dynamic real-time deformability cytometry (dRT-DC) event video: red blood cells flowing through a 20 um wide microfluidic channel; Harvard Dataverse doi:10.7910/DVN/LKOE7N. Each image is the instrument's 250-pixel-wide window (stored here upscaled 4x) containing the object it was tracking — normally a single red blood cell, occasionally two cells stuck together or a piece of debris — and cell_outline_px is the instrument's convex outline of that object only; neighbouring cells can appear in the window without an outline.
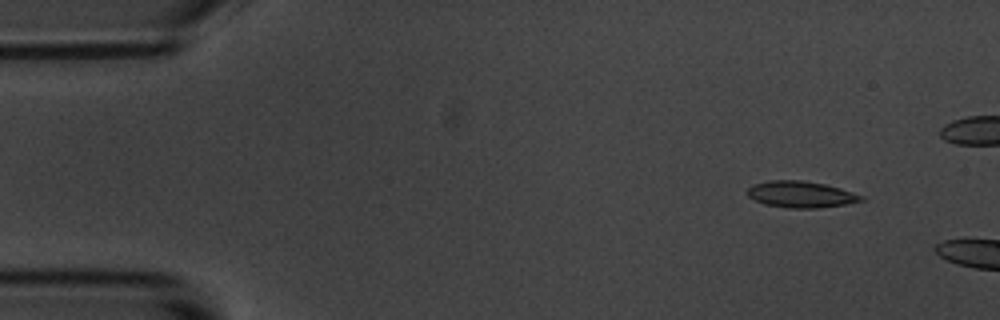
{"species": "common noctule bat (a hibernating species)", "species_latin": "Nyctalus noctula", "temperature_condition": "room temperature", "stored_images_in_passage": 4, "camera_frame_rate_fps": 3000, "um_per_image_px": 0.085, "animal": {"sex": "male", "body_mass_g": 20.1, "forearm_length_mm": 53.5}, "frame": {"image": 1, "passage_image": 2, "time_ms": 1.333, "image_size_px": [1000, 320], "cell_outline_px": [[864, 200], [844, 204], [816, 208], [788, 208], [764, 204], [748, 196], [744, 192], [748, 188], [756, 184], [768, 180], [800, 180], [824, 184], [840, 188], [864, 196]], "centroid_in_image_um": [68.04, 16.52], "position_along_channel_um": 17.0, "area_um2": 17.4}}